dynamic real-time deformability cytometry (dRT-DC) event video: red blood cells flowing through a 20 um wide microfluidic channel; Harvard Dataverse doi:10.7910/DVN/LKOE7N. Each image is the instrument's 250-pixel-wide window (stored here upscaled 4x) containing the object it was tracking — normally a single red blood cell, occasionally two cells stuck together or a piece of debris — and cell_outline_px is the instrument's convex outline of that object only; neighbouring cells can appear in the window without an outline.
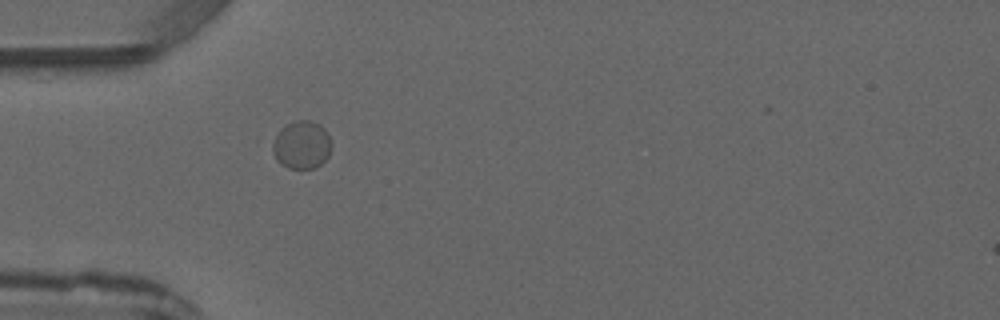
{"species": "common noctule bat (a hibernating species)", "species_latin": "Nyctalus noctula", "temperature_condition": "warm", "stored_images_in_passage": 1, "camera_frame_rate_fps": 3000, "um_per_image_px": 0.085, "animal": {"sex": "male", "forearm_length_mm": 52.5}, "frame": {"image": 1, "passage_image": 1, "time_ms": 0.0, "image_size_px": [1000, 320], "cell_outline_px": [[332, 148], [328, 156], [320, 164], [312, 168], [288, 168], [276, 160], [264, 140], [268, 136], [280, 128], [296, 120], [312, 120], [320, 124], [328, 132], [332, 144]], "centroid_in_image_um": [25.52, 12.27], "position_along_channel_um": 59.5, "area_um2": 17.51}}